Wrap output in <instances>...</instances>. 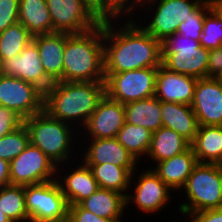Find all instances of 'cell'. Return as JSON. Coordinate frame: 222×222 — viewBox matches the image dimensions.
Returning <instances> with one entry per match:
<instances>
[{
	"label": "cell",
	"mask_w": 222,
	"mask_h": 222,
	"mask_svg": "<svg viewBox=\"0 0 222 222\" xmlns=\"http://www.w3.org/2000/svg\"><path fill=\"white\" fill-rule=\"evenodd\" d=\"M29 143V132L23 124L0 138V159L10 163L26 149Z\"/></svg>",
	"instance_id": "1f68e13d"
},
{
	"label": "cell",
	"mask_w": 222,
	"mask_h": 222,
	"mask_svg": "<svg viewBox=\"0 0 222 222\" xmlns=\"http://www.w3.org/2000/svg\"><path fill=\"white\" fill-rule=\"evenodd\" d=\"M158 67L105 74V94L121 104L153 97Z\"/></svg>",
	"instance_id": "ba28073f"
},
{
	"label": "cell",
	"mask_w": 222,
	"mask_h": 222,
	"mask_svg": "<svg viewBox=\"0 0 222 222\" xmlns=\"http://www.w3.org/2000/svg\"><path fill=\"white\" fill-rule=\"evenodd\" d=\"M197 80V78L170 71L160 65L154 96L162 102L191 105Z\"/></svg>",
	"instance_id": "e0dca14e"
},
{
	"label": "cell",
	"mask_w": 222,
	"mask_h": 222,
	"mask_svg": "<svg viewBox=\"0 0 222 222\" xmlns=\"http://www.w3.org/2000/svg\"><path fill=\"white\" fill-rule=\"evenodd\" d=\"M24 124V119L15 111L0 106V138Z\"/></svg>",
	"instance_id": "74e56055"
},
{
	"label": "cell",
	"mask_w": 222,
	"mask_h": 222,
	"mask_svg": "<svg viewBox=\"0 0 222 222\" xmlns=\"http://www.w3.org/2000/svg\"><path fill=\"white\" fill-rule=\"evenodd\" d=\"M211 8L222 18V1L215 3Z\"/></svg>",
	"instance_id": "7bdbcfd3"
},
{
	"label": "cell",
	"mask_w": 222,
	"mask_h": 222,
	"mask_svg": "<svg viewBox=\"0 0 222 222\" xmlns=\"http://www.w3.org/2000/svg\"><path fill=\"white\" fill-rule=\"evenodd\" d=\"M199 126H222V85L216 78L198 79L191 104Z\"/></svg>",
	"instance_id": "9a60e30c"
},
{
	"label": "cell",
	"mask_w": 222,
	"mask_h": 222,
	"mask_svg": "<svg viewBox=\"0 0 222 222\" xmlns=\"http://www.w3.org/2000/svg\"><path fill=\"white\" fill-rule=\"evenodd\" d=\"M208 58L209 49L198 40L175 33L161 41V65L170 71L207 78Z\"/></svg>",
	"instance_id": "8992f818"
},
{
	"label": "cell",
	"mask_w": 222,
	"mask_h": 222,
	"mask_svg": "<svg viewBox=\"0 0 222 222\" xmlns=\"http://www.w3.org/2000/svg\"><path fill=\"white\" fill-rule=\"evenodd\" d=\"M218 80L220 81V83L222 85V75L218 78Z\"/></svg>",
	"instance_id": "7dc6e473"
},
{
	"label": "cell",
	"mask_w": 222,
	"mask_h": 222,
	"mask_svg": "<svg viewBox=\"0 0 222 222\" xmlns=\"http://www.w3.org/2000/svg\"><path fill=\"white\" fill-rule=\"evenodd\" d=\"M79 205L106 219H122L126 209L125 196L119 192L98 188L90 197L84 199Z\"/></svg>",
	"instance_id": "603a6c76"
},
{
	"label": "cell",
	"mask_w": 222,
	"mask_h": 222,
	"mask_svg": "<svg viewBox=\"0 0 222 222\" xmlns=\"http://www.w3.org/2000/svg\"><path fill=\"white\" fill-rule=\"evenodd\" d=\"M191 148L198 163L222 165V126H199Z\"/></svg>",
	"instance_id": "cb8c5ba5"
},
{
	"label": "cell",
	"mask_w": 222,
	"mask_h": 222,
	"mask_svg": "<svg viewBox=\"0 0 222 222\" xmlns=\"http://www.w3.org/2000/svg\"><path fill=\"white\" fill-rule=\"evenodd\" d=\"M53 32L80 34L94 29L100 22L81 0H46Z\"/></svg>",
	"instance_id": "7c38bea8"
},
{
	"label": "cell",
	"mask_w": 222,
	"mask_h": 222,
	"mask_svg": "<svg viewBox=\"0 0 222 222\" xmlns=\"http://www.w3.org/2000/svg\"><path fill=\"white\" fill-rule=\"evenodd\" d=\"M11 185L27 186L56 180L57 166L31 143L9 163Z\"/></svg>",
	"instance_id": "30bf717a"
},
{
	"label": "cell",
	"mask_w": 222,
	"mask_h": 222,
	"mask_svg": "<svg viewBox=\"0 0 222 222\" xmlns=\"http://www.w3.org/2000/svg\"><path fill=\"white\" fill-rule=\"evenodd\" d=\"M123 106L126 123L147 128L152 133L162 127L161 101L155 96Z\"/></svg>",
	"instance_id": "484cf974"
},
{
	"label": "cell",
	"mask_w": 222,
	"mask_h": 222,
	"mask_svg": "<svg viewBox=\"0 0 222 222\" xmlns=\"http://www.w3.org/2000/svg\"><path fill=\"white\" fill-rule=\"evenodd\" d=\"M44 93L24 80L0 75V106L15 111L23 119L43 111Z\"/></svg>",
	"instance_id": "8fae6325"
},
{
	"label": "cell",
	"mask_w": 222,
	"mask_h": 222,
	"mask_svg": "<svg viewBox=\"0 0 222 222\" xmlns=\"http://www.w3.org/2000/svg\"><path fill=\"white\" fill-rule=\"evenodd\" d=\"M145 1L146 0H109V21H116V24L118 23L117 20H119V18L121 19L122 14H124L122 17L127 13L128 15L134 16V14L131 13L137 10L135 7L141 6L142 8Z\"/></svg>",
	"instance_id": "e575fe53"
},
{
	"label": "cell",
	"mask_w": 222,
	"mask_h": 222,
	"mask_svg": "<svg viewBox=\"0 0 222 222\" xmlns=\"http://www.w3.org/2000/svg\"><path fill=\"white\" fill-rule=\"evenodd\" d=\"M104 82H54L44 93L43 110L51 118L84 127L105 95Z\"/></svg>",
	"instance_id": "7a4b0ae2"
},
{
	"label": "cell",
	"mask_w": 222,
	"mask_h": 222,
	"mask_svg": "<svg viewBox=\"0 0 222 222\" xmlns=\"http://www.w3.org/2000/svg\"><path fill=\"white\" fill-rule=\"evenodd\" d=\"M83 153L84 164L112 163L121 167H136L137 162L116 138L90 139Z\"/></svg>",
	"instance_id": "ac0fdd59"
},
{
	"label": "cell",
	"mask_w": 222,
	"mask_h": 222,
	"mask_svg": "<svg viewBox=\"0 0 222 222\" xmlns=\"http://www.w3.org/2000/svg\"><path fill=\"white\" fill-rule=\"evenodd\" d=\"M222 75V46L209 50L207 78L218 79Z\"/></svg>",
	"instance_id": "ab89813d"
},
{
	"label": "cell",
	"mask_w": 222,
	"mask_h": 222,
	"mask_svg": "<svg viewBox=\"0 0 222 222\" xmlns=\"http://www.w3.org/2000/svg\"><path fill=\"white\" fill-rule=\"evenodd\" d=\"M191 144L172 129L161 127L152 133L151 146L146 157L158 163L185 152Z\"/></svg>",
	"instance_id": "83f0119b"
},
{
	"label": "cell",
	"mask_w": 222,
	"mask_h": 222,
	"mask_svg": "<svg viewBox=\"0 0 222 222\" xmlns=\"http://www.w3.org/2000/svg\"><path fill=\"white\" fill-rule=\"evenodd\" d=\"M124 123L125 109L123 104L105 94L84 127L78 129L85 130L84 135H90V139L116 138Z\"/></svg>",
	"instance_id": "2e32d148"
},
{
	"label": "cell",
	"mask_w": 222,
	"mask_h": 222,
	"mask_svg": "<svg viewBox=\"0 0 222 222\" xmlns=\"http://www.w3.org/2000/svg\"><path fill=\"white\" fill-rule=\"evenodd\" d=\"M189 217L195 222H222V208L194 212Z\"/></svg>",
	"instance_id": "60d3db41"
},
{
	"label": "cell",
	"mask_w": 222,
	"mask_h": 222,
	"mask_svg": "<svg viewBox=\"0 0 222 222\" xmlns=\"http://www.w3.org/2000/svg\"><path fill=\"white\" fill-rule=\"evenodd\" d=\"M67 222H122V221L120 219H106L98 217L92 212L82 208L79 204H76V205H69Z\"/></svg>",
	"instance_id": "8d00e7d4"
},
{
	"label": "cell",
	"mask_w": 222,
	"mask_h": 222,
	"mask_svg": "<svg viewBox=\"0 0 222 222\" xmlns=\"http://www.w3.org/2000/svg\"><path fill=\"white\" fill-rule=\"evenodd\" d=\"M62 81H105L103 22L85 33H67Z\"/></svg>",
	"instance_id": "3957f363"
},
{
	"label": "cell",
	"mask_w": 222,
	"mask_h": 222,
	"mask_svg": "<svg viewBox=\"0 0 222 222\" xmlns=\"http://www.w3.org/2000/svg\"><path fill=\"white\" fill-rule=\"evenodd\" d=\"M8 185H11L9 162L0 159V189Z\"/></svg>",
	"instance_id": "b9f144b4"
},
{
	"label": "cell",
	"mask_w": 222,
	"mask_h": 222,
	"mask_svg": "<svg viewBox=\"0 0 222 222\" xmlns=\"http://www.w3.org/2000/svg\"><path fill=\"white\" fill-rule=\"evenodd\" d=\"M19 22V0H0V32Z\"/></svg>",
	"instance_id": "d590c367"
},
{
	"label": "cell",
	"mask_w": 222,
	"mask_h": 222,
	"mask_svg": "<svg viewBox=\"0 0 222 222\" xmlns=\"http://www.w3.org/2000/svg\"><path fill=\"white\" fill-rule=\"evenodd\" d=\"M24 125L29 132L30 143L38 147L57 166V174L61 175L59 167L72 157L73 139L77 140L73 137L77 135H73V131L78 129L51 118L44 110L24 119Z\"/></svg>",
	"instance_id": "277c9868"
},
{
	"label": "cell",
	"mask_w": 222,
	"mask_h": 222,
	"mask_svg": "<svg viewBox=\"0 0 222 222\" xmlns=\"http://www.w3.org/2000/svg\"><path fill=\"white\" fill-rule=\"evenodd\" d=\"M33 40V35L21 24L16 23L0 32V56L2 61L18 55Z\"/></svg>",
	"instance_id": "4dcf8cb0"
},
{
	"label": "cell",
	"mask_w": 222,
	"mask_h": 222,
	"mask_svg": "<svg viewBox=\"0 0 222 222\" xmlns=\"http://www.w3.org/2000/svg\"><path fill=\"white\" fill-rule=\"evenodd\" d=\"M0 208L11 222H29L25 205V186L8 185L1 188Z\"/></svg>",
	"instance_id": "f546056e"
},
{
	"label": "cell",
	"mask_w": 222,
	"mask_h": 222,
	"mask_svg": "<svg viewBox=\"0 0 222 222\" xmlns=\"http://www.w3.org/2000/svg\"><path fill=\"white\" fill-rule=\"evenodd\" d=\"M200 45L209 50L222 46V18L212 8L204 16Z\"/></svg>",
	"instance_id": "d6a6232c"
},
{
	"label": "cell",
	"mask_w": 222,
	"mask_h": 222,
	"mask_svg": "<svg viewBox=\"0 0 222 222\" xmlns=\"http://www.w3.org/2000/svg\"><path fill=\"white\" fill-rule=\"evenodd\" d=\"M0 222H11L10 219L1 211V208H0Z\"/></svg>",
	"instance_id": "ee69618b"
},
{
	"label": "cell",
	"mask_w": 222,
	"mask_h": 222,
	"mask_svg": "<svg viewBox=\"0 0 222 222\" xmlns=\"http://www.w3.org/2000/svg\"><path fill=\"white\" fill-rule=\"evenodd\" d=\"M2 75L17 77L45 93L53 81L46 75L37 44L32 40L20 54L3 61Z\"/></svg>",
	"instance_id": "5bb4252c"
},
{
	"label": "cell",
	"mask_w": 222,
	"mask_h": 222,
	"mask_svg": "<svg viewBox=\"0 0 222 222\" xmlns=\"http://www.w3.org/2000/svg\"><path fill=\"white\" fill-rule=\"evenodd\" d=\"M89 12L101 23L109 21V0H81Z\"/></svg>",
	"instance_id": "f35d334b"
},
{
	"label": "cell",
	"mask_w": 222,
	"mask_h": 222,
	"mask_svg": "<svg viewBox=\"0 0 222 222\" xmlns=\"http://www.w3.org/2000/svg\"><path fill=\"white\" fill-rule=\"evenodd\" d=\"M198 164L196 155L191 146L183 153L170 159L158 162L153 171L172 190H182L187 183L189 175Z\"/></svg>",
	"instance_id": "ffe728a7"
},
{
	"label": "cell",
	"mask_w": 222,
	"mask_h": 222,
	"mask_svg": "<svg viewBox=\"0 0 222 222\" xmlns=\"http://www.w3.org/2000/svg\"><path fill=\"white\" fill-rule=\"evenodd\" d=\"M202 1H204L208 6H212L215 3H218V2H220L222 0H202Z\"/></svg>",
	"instance_id": "f6af8a7d"
},
{
	"label": "cell",
	"mask_w": 222,
	"mask_h": 222,
	"mask_svg": "<svg viewBox=\"0 0 222 222\" xmlns=\"http://www.w3.org/2000/svg\"><path fill=\"white\" fill-rule=\"evenodd\" d=\"M75 167L76 169L73 168L71 173H64L68 175H64L62 177L63 179L60 175H56V181L61 187L62 193L69 205L79 204L84 199L90 197L99 188L88 166L83 163Z\"/></svg>",
	"instance_id": "7402d4cb"
},
{
	"label": "cell",
	"mask_w": 222,
	"mask_h": 222,
	"mask_svg": "<svg viewBox=\"0 0 222 222\" xmlns=\"http://www.w3.org/2000/svg\"><path fill=\"white\" fill-rule=\"evenodd\" d=\"M201 2L202 0H146L143 5H149L150 8L153 6L154 8L146 7L145 10H154L155 13L152 12L153 15L148 21L149 23L146 21L147 26L142 27L161 42L166 37L177 33L179 25L186 18L191 17V12Z\"/></svg>",
	"instance_id": "9c48e42d"
},
{
	"label": "cell",
	"mask_w": 222,
	"mask_h": 222,
	"mask_svg": "<svg viewBox=\"0 0 222 222\" xmlns=\"http://www.w3.org/2000/svg\"><path fill=\"white\" fill-rule=\"evenodd\" d=\"M162 127L174 130L190 144L198 132L199 123L191 105L162 102Z\"/></svg>",
	"instance_id": "44dd1931"
},
{
	"label": "cell",
	"mask_w": 222,
	"mask_h": 222,
	"mask_svg": "<svg viewBox=\"0 0 222 222\" xmlns=\"http://www.w3.org/2000/svg\"><path fill=\"white\" fill-rule=\"evenodd\" d=\"M139 175L136 179L138 181L134 183V194H127L125 197L126 209L129 207L128 204L133 202L132 204H136V209L153 215L170 203L171 188L159 178L152 167L150 170L140 172Z\"/></svg>",
	"instance_id": "4fadbf2b"
},
{
	"label": "cell",
	"mask_w": 222,
	"mask_h": 222,
	"mask_svg": "<svg viewBox=\"0 0 222 222\" xmlns=\"http://www.w3.org/2000/svg\"><path fill=\"white\" fill-rule=\"evenodd\" d=\"M92 171L93 177L97 181L99 188L113 190L127 195L130 184L137 167H121L112 163L104 164H85Z\"/></svg>",
	"instance_id": "d4e9b609"
},
{
	"label": "cell",
	"mask_w": 222,
	"mask_h": 222,
	"mask_svg": "<svg viewBox=\"0 0 222 222\" xmlns=\"http://www.w3.org/2000/svg\"><path fill=\"white\" fill-rule=\"evenodd\" d=\"M116 139L138 162L142 156H147L152 139V132L144 127L124 123ZM141 155V156H140Z\"/></svg>",
	"instance_id": "f1b7e54d"
},
{
	"label": "cell",
	"mask_w": 222,
	"mask_h": 222,
	"mask_svg": "<svg viewBox=\"0 0 222 222\" xmlns=\"http://www.w3.org/2000/svg\"><path fill=\"white\" fill-rule=\"evenodd\" d=\"M190 222H195L191 217H188Z\"/></svg>",
	"instance_id": "c3c4849f"
},
{
	"label": "cell",
	"mask_w": 222,
	"mask_h": 222,
	"mask_svg": "<svg viewBox=\"0 0 222 222\" xmlns=\"http://www.w3.org/2000/svg\"><path fill=\"white\" fill-rule=\"evenodd\" d=\"M67 33L53 32L33 36L46 75L53 81H62L63 57Z\"/></svg>",
	"instance_id": "d6986e66"
},
{
	"label": "cell",
	"mask_w": 222,
	"mask_h": 222,
	"mask_svg": "<svg viewBox=\"0 0 222 222\" xmlns=\"http://www.w3.org/2000/svg\"><path fill=\"white\" fill-rule=\"evenodd\" d=\"M29 222L67 221L69 204L56 180L25 186Z\"/></svg>",
	"instance_id": "52a82bcc"
},
{
	"label": "cell",
	"mask_w": 222,
	"mask_h": 222,
	"mask_svg": "<svg viewBox=\"0 0 222 222\" xmlns=\"http://www.w3.org/2000/svg\"><path fill=\"white\" fill-rule=\"evenodd\" d=\"M19 23L33 36L53 33L46 0H19Z\"/></svg>",
	"instance_id": "4316f807"
},
{
	"label": "cell",
	"mask_w": 222,
	"mask_h": 222,
	"mask_svg": "<svg viewBox=\"0 0 222 222\" xmlns=\"http://www.w3.org/2000/svg\"><path fill=\"white\" fill-rule=\"evenodd\" d=\"M2 66H3V61L0 56V75H2Z\"/></svg>",
	"instance_id": "bcb514c9"
},
{
	"label": "cell",
	"mask_w": 222,
	"mask_h": 222,
	"mask_svg": "<svg viewBox=\"0 0 222 222\" xmlns=\"http://www.w3.org/2000/svg\"><path fill=\"white\" fill-rule=\"evenodd\" d=\"M188 202L179 204V213L188 217L194 212L222 208V165L198 163L182 188Z\"/></svg>",
	"instance_id": "5b68a950"
},
{
	"label": "cell",
	"mask_w": 222,
	"mask_h": 222,
	"mask_svg": "<svg viewBox=\"0 0 222 222\" xmlns=\"http://www.w3.org/2000/svg\"><path fill=\"white\" fill-rule=\"evenodd\" d=\"M131 18L118 28L113 21L103 22L104 73L161 65V42Z\"/></svg>",
	"instance_id": "6da1fadb"
},
{
	"label": "cell",
	"mask_w": 222,
	"mask_h": 222,
	"mask_svg": "<svg viewBox=\"0 0 222 222\" xmlns=\"http://www.w3.org/2000/svg\"><path fill=\"white\" fill-rule=\"evenodd\" d=\"M210 9L211 6H208L204 1H202L191 12V17L186 18L185 21L179 25L177 33L200 41L203 31L204 16Z\"/></svg>",
	"instance_id": "836d02e7"
}]
</instances>
